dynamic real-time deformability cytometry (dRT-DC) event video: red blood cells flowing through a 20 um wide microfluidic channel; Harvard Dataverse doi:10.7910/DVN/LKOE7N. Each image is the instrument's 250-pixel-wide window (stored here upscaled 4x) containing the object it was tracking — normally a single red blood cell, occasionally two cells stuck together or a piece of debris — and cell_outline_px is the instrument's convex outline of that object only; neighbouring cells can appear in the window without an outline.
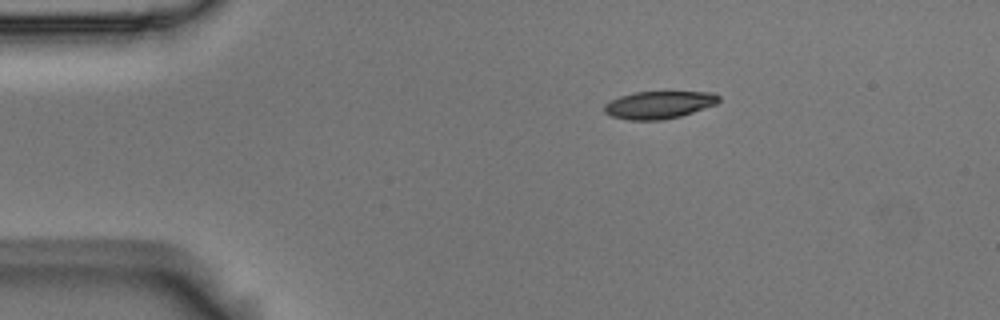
{"species": "Egyptian fruit bat (a non-hibernating species)", "species_latin": "Rousettus aegyptiacus", "temperature_condition": "room temperature", "stored_images_in_passage": 4, "camera_frame_rate_fps": 3000, "um_per_image_px": 0.085, "animal": {"sex": "male"}, "frame": {"image": 1, "passage_image": 1, "time_ms": 0.0, "image_size_px": [1000, 320], "cell_outline_px": [[720, 100], [716, 104], [680, 116], [660, 120], [628, 120], [612, 116], [604, 112], [604, 104], [620, 96], [636, 92], [716, 92], [720, 96]], "centroid_in_image_um": [56.02, 8.91], "position_along_channel_um": 29.0, "area_um2": 18.26}}
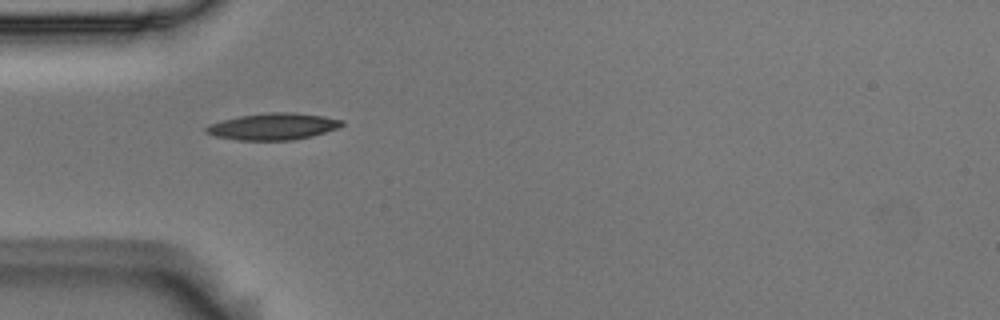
{"frame": {"image": 2, "passage_image": 3, "time_ms": 0.667, "image_size_px": [1000, 320], "cell_outline_px": [[344, 124], [340, 128], [312, 136], [292, 140], [236, 140], [216, 136], [204, 132], [204, 128], [208, 124], [240, 116], [268, 112], [292, 112], [324, 116], [344, 120]], "centroid_in_image_um": [23.24, 10.75], "position_along_channel_um": 61.8, "area_um2": 21.21}}
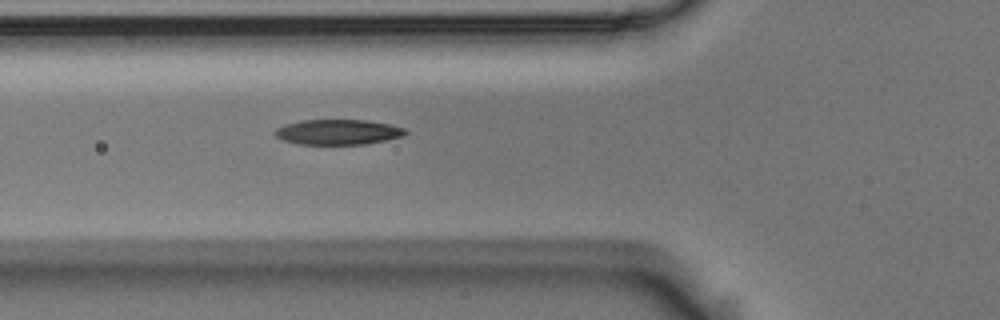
{"frame": {"image": 3, "passage_image": 4, "time_ms": 1.0, "image_size_px": [1000, 320], "cell_outline_px": [[408, 132], [404, 136], [364, 144], [300, 144], [280, 140], [272, 132], [276, 128], [300, 120], [368, 120], [388, 124], [404, 128]], "centroid_in_image_um": [28.7, 11.22], "position_along_channel_um": 97.1, "area_um2": 19.13}}